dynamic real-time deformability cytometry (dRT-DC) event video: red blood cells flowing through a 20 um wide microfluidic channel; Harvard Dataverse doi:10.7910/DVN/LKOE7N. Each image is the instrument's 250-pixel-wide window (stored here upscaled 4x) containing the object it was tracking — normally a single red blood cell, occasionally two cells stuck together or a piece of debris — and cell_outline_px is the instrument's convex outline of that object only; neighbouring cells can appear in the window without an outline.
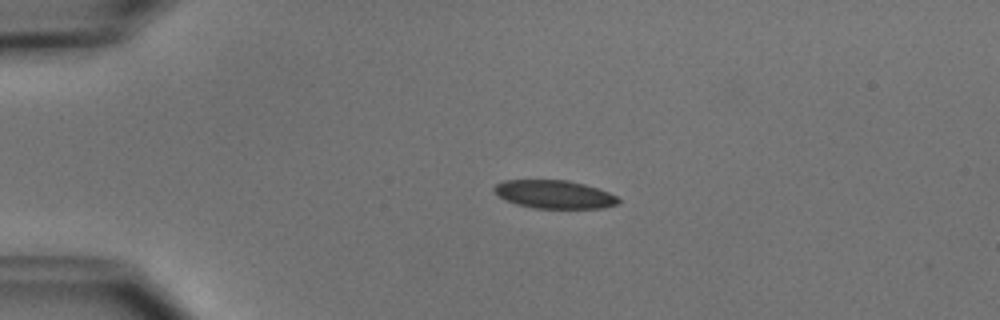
{"species": "common noctule bat (a hibernating species)", "species_latin": "Nyctalus noctula", "temperature_condition": "cold", "stored_images_in_passage": 3, "camera_frame_rate_fps": 3000, "um_per_image_px": 0.085, "animal": {"sex": "male", "body_mass_g": 15.6}, "frame": {"image": 1, "passage_image": 2, "time_ms": 2.0, "image_size_px": [1000, 320], "cell_outline_px": [[620, 204], [604, 208], [536, 208], [516, 204], [504, 200], [492, 188], [496, 184], [504, 180], [568, 180], [584, 184], [608, 192], [616, 196], [620, 200]], "centroid_in_image_um": [47.13, 16.52], "position_along_channel_um": 37.9, "area_um2": 20.4}}